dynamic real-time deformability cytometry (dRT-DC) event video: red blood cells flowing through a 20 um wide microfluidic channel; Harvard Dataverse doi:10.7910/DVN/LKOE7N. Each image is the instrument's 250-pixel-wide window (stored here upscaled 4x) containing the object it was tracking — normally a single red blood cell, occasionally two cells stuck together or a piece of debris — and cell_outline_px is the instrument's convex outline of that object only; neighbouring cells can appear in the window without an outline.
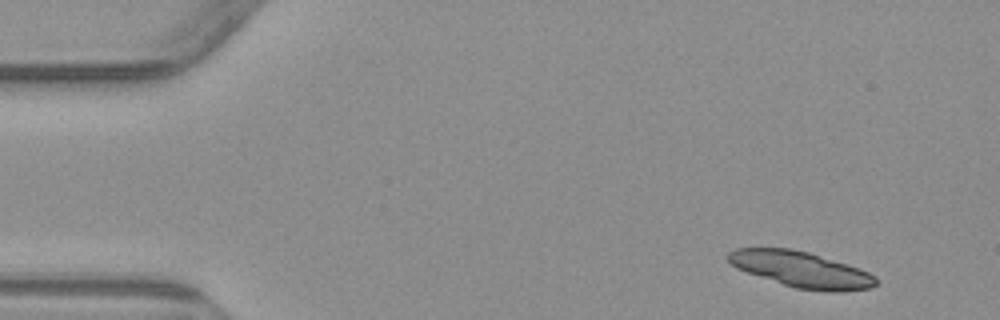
{"species": "common noctule bat (a hibernating species)", "species_latin": "Nyctalus noctula", "temperature_condition": "warm", "stored_images_in_passage": 3, "camera_frame_rate_fps": 3000, "um_per_image_px": 0.085, "animal": {"sex": "male", "body_mass_g": 23.1, "forearm_length_mm": 52.7}, "frame": {"image": 1, "passage_image": 1, "time_ms": 0.0, "image_size_px": [1000, 320], "cell_outline_px": [[876, 284], [872, 288], [840, 292], [828, 292], [796, 288], [736, 268], [728, 260], [728, 252], [736, 248], [788, 248], [808, 252], [848, 264], [868, 272], [876, 276]], "centroid_in_image_um": [68.13, 22.91], "position_along_channel_um": 16.9, "area_um2": 30.58}}